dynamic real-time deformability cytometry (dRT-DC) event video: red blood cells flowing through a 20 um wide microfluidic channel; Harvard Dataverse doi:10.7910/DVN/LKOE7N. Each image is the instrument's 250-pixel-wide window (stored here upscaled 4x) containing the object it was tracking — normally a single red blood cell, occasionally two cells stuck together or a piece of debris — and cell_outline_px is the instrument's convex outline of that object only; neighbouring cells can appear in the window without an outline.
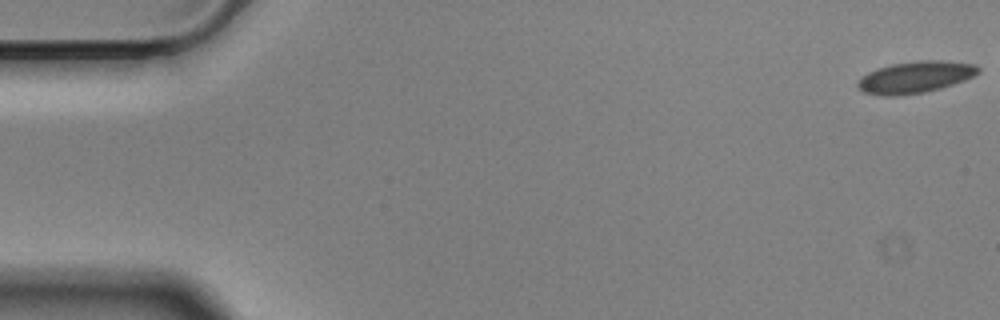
{"species": "Egyptian fruit bat (a non-hibernating species)", "species_latin": "Rousettus aegyptiacus", "temperature_condition": "cold", "stored_images_in_passage": 50, "camera_frame_rate_fps": 3000, "um_per_image_px": 0.085, "animal": {"sex": "male"}, "frame": {"image": 1, "passage_image": 1, "time_ms": 0.0, "image_size_px": [1000, 320], "cell_outline_px": [[980, 72], [964, 80], [940, 88], [924, 92], [900, 96], [880, 96], [864, 92], [856, 84], [868, 72], [892, 64], [920, 60], [940, 60], [972, 64], [980, 68]], "centroid_in_image_um": [77.8, 6.56], "position_along_channel_um": 7.2, "area_um2": 21.96}}
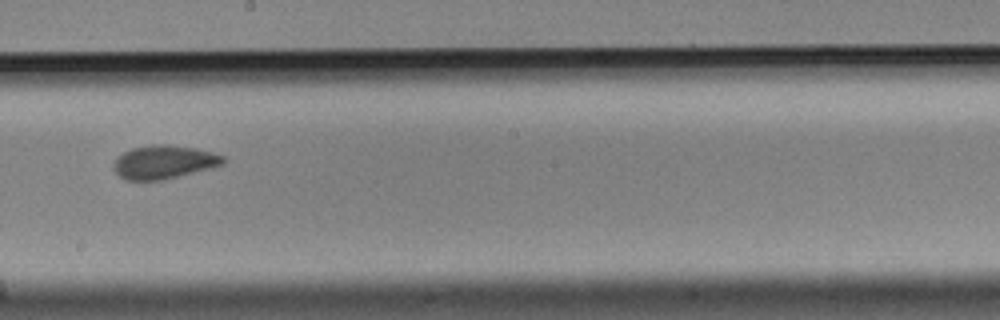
{"frame": {"image": 2, "passage_image": 32, "time_ms": 10.333, "image_size_px": [1000, 320], "cell_outline_px": [[228, 160], [224, 164], [212, 168], [164, 180], [124, 180], [112, 168], [112, 164], [116, 156], [132, 148], [152, 144], [168, 144], [196, 148], [212, 152], [224, 156]], "centroid_in_image_um": [13.94, 13.77], "position_along_channel_um": 234.3, "area_um2": 21.79}}
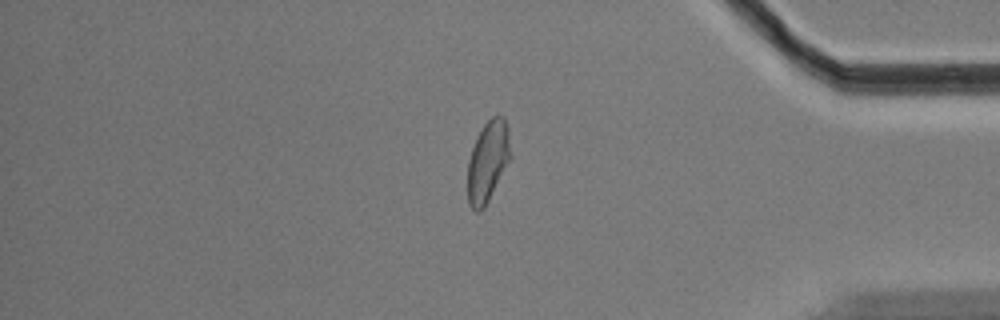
{"frame": {"image": 3, "passage_image": 48, "time_ms": 15.667, "image_size_px": [1000, 320], "cell_outline_px": [[512, 156], [484, 208], [480, 212], [476, 212], [468, 204], [468, 160], [476, 136], [484, 124], [492, 116], [504, 116], [508, 128]], "centroid_in_image_um": [41.47, 13.7], "position_along_channel_um": 393.7, "area_um2": 20.35}, "authors_computed_cell_mechanics": {"area_um2": 21.3571, "velocity_mm_per_s": 3.5086, "shape_relaxation_time_tau1_ms": 6.2883, "shape_relaxation_time_tau2_ms": 1.8515, "deformation_change_tau1": 0.1318, "deformation_change_tau2": 0.0535}}